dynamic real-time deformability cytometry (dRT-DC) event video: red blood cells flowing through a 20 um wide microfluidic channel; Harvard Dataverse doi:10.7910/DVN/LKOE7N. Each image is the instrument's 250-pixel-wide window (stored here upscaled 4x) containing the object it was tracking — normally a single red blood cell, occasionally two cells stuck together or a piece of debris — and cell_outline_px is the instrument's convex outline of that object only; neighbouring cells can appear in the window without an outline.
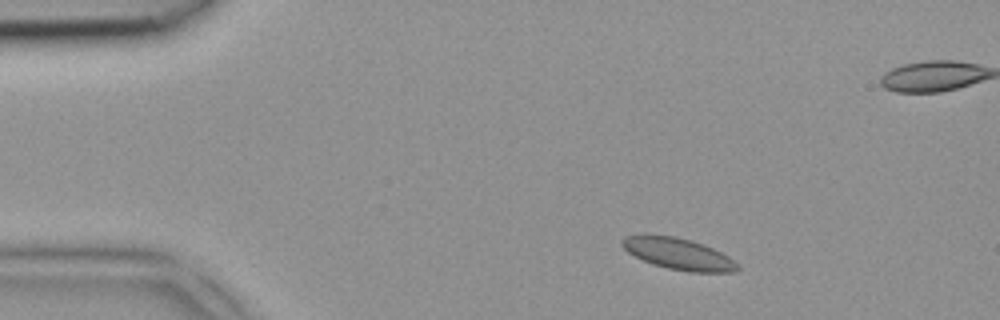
{"species": "common noctule bat (a hibernating species)", "species_latin": "Nyctalus noctula", "temperature_condition": "room temperature", "stored_images_in_passage": 4, "camera_frame_rate_fps": 3000, "um_per_image_px": 0.085, "animal": {"sex": "female", "body_mass_g": 18.4}, "frame": {"image": 1, "passage_image": 2, "time_ms": 0.333, "image_size_px": [1000, 320], "cell_outline_px": [[740, 268], [736, 272], [688, 272], [668, 268], [652, 264], [628, 252], [620, 244], [620, 240], [624, 236], [648, 232], [676, 236], [692, 240], [704, 244], [728, 256]], "centroid_in_image_um": [57.59, 21.53], "position_along_channel_um": 27.4, "area_um2": 21.62}}